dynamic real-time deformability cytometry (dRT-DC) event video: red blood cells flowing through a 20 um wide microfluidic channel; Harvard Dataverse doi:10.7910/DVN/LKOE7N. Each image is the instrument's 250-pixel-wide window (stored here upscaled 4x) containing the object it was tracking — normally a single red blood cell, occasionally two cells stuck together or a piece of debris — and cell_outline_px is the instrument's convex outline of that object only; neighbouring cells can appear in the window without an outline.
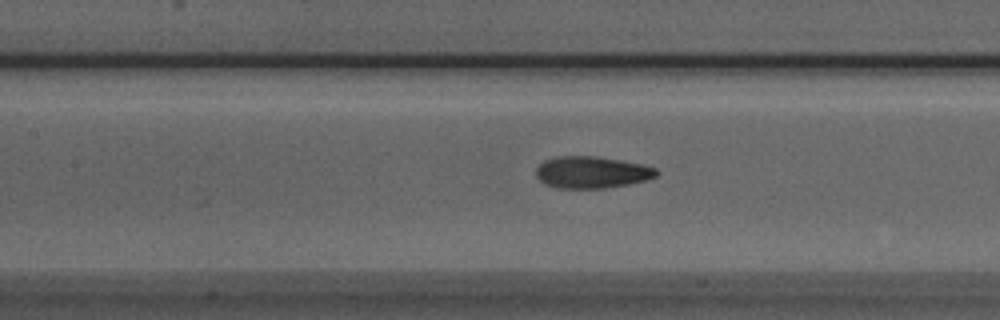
{"species": "Egyptian fruit bat (a non-hibernating species)", "species_latin": "Rousettus aegyptiacus", "temperature_condition": "room temperature", "stored_images_in_passage": 45, "camera_frame_rate_fps": 3000, "um_per_image_px": 0.085, "animal": {"sex": "male"}, "frame": {"image": 1, "passage_image": 23, "time_ms": 7.333, "image_size_px": [1000, 320], "cell_outline_px": [[660, 172], [656, 176], [644, 180], [628, 184], [604, 188], [556, 188], [544, 184], [536, 176], [536, 168], [544, 160], [556, 156], [596, 156], [620, 160], [640, 164], [656, 168]], "centroid_in_image_um": [50.26, 14.64], "position_along_channel_um": 157.1, "area_um2": 22.31}}
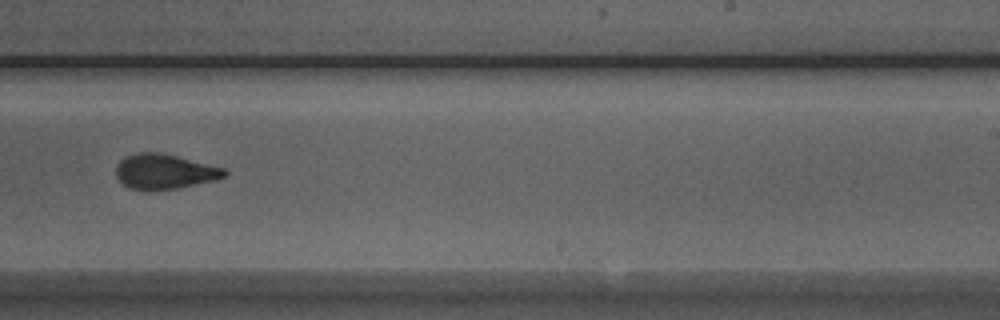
{"frame": {"image": 2, "passage_image": 32, "time_ms": 10.333, "image_size_px": [1000, 320], "cell_outline_px": [[228, 172], [224, 176], [216, 180], [180, 188], [148, 192], [128, 188], [116, 176], [116, 164], [124, 156], [136, 152], [160, 152], [224, 168]], "centroid_in_image_um": [13.94, 14.6], "position_along_channel_um": 275.1, "area_um2": 22.48}}
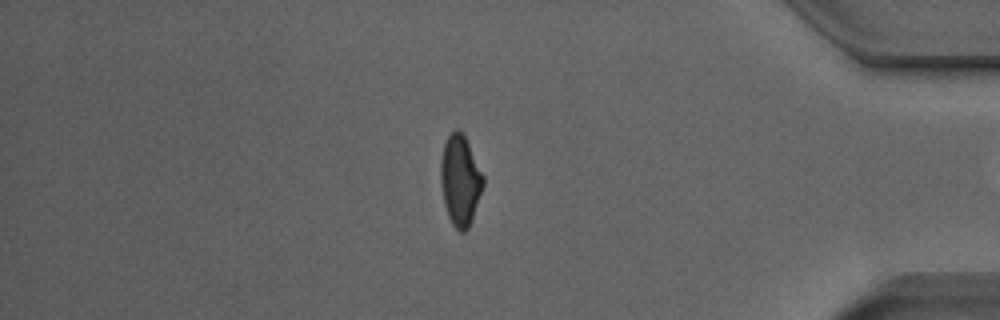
{"frame": {"image": 3, "passage_image": 44, "time_ms": 14.333, "image_size_px": [1000, 320], "cell_outline_px": [[484, 184], [472, 220], [468, 228], [464, 232], [460, 232], [452, 224], [448, 216], [444, 204], [440, 184], [440, 160], [444, 144], [448, 136], [456, 128], [460, 128], [484, 176]], "centroid_in_image_um": [39.1, 15.34], "position_along_channel_um": 396.1, "area_um2": 22.43}}